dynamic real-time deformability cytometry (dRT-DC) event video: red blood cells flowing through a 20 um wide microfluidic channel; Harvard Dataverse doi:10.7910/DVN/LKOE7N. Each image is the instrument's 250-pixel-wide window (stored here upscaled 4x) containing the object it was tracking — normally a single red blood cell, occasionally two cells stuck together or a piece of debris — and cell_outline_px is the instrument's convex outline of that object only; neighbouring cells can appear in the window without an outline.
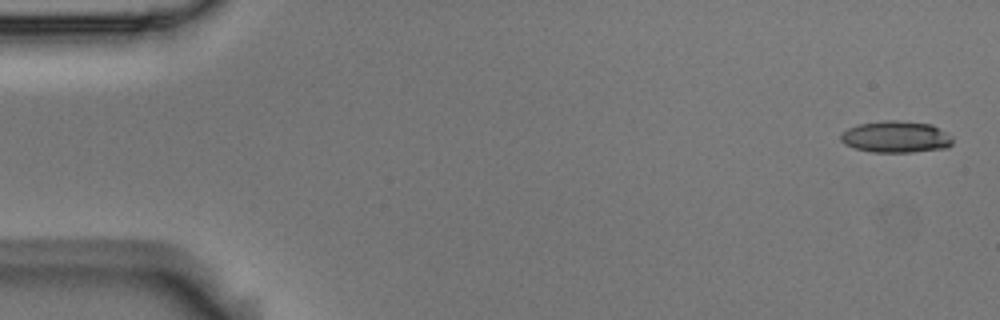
{"species": "Egyptian fruit bat (a non-hibernating species)", "species_latin": "Rousettus aegyptiacus", "temperature_condition": "room temperature", "stored_images_in_passage": 7, "camera_frame_rate_fps": 3000, "um_per_image_px": 0.085, "animal": {"sex": "male"}, "frame": {"image": 1, "passage_image": 1, "time_ms": 0.0, "image_size_px": [1000, 320], "cell_outline_px": [[952, 144], [948, 148], [912, 152], [872, 152], [856, 148], [844, 144], [840, 140], [840, 136], [848, 128], [860, 124], [884, 120], [896, 120], [932, 124], [952, 136]], "centroid_in_image_um": [76.18, 11.63], "position_along_channel_um": 8.8, "area_um2": 20.63}}
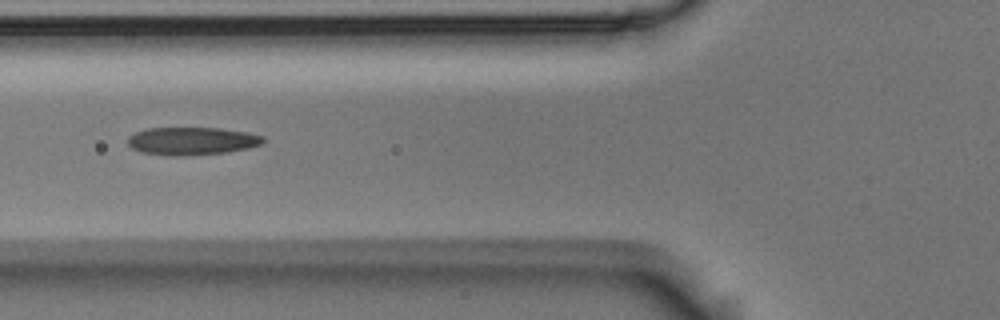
{"frame": {"image": 2, "passage_image": 6, "time_ms": 1.667, "image_size_px": [1000, 320], "cell_outline_px": [[264, 144], [248, 148], [228, 152], [184, 156], [172, 156], [140, 152], [132, 148], [128, 144], [128, 136], [136, 132], [148, 128], [220, 128], [248, 132], [264, 136]], "centroid_in_image_um": [16.33, 11.99], "position_along_channel_um": 109.5, "area_um2": 22.14}}
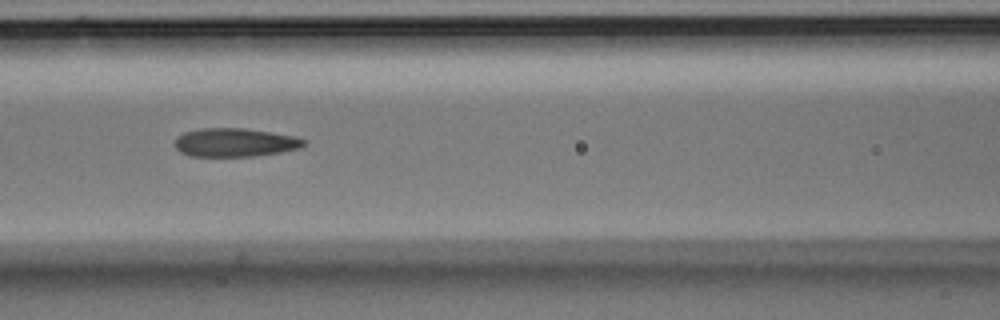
{"frame": {"image": 3, "passage_image": 7, "time_ms": 2.0, "image_size_px": [1000, 320], "cell_outline_px": [[304, 144], [300, 148], [280, 152], [252, 156], [188, 156], [180, 152], [176, 148], [176, 136], [184, 132], [200, 128], [244, 128], [296, 136], [304, 140]], "centroid_in_image_um": [19.93, 12.1], "position_along_channel_um": 146.7, "area_um2": 21.39}}